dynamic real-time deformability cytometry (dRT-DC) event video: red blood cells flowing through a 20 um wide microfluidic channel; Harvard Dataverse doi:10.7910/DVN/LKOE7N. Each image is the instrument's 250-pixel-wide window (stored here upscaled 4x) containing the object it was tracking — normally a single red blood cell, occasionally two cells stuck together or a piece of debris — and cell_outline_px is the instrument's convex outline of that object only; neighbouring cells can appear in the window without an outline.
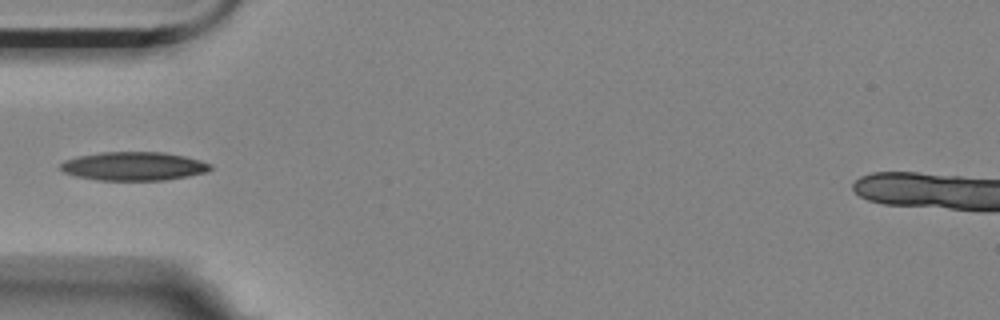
{"species": "Egyptian fruit bat (a non-hibernating species)", "species_latin": "Rousettus aegyptiacus", "temperature_condition": "room temperature", "stored_images_in_passage": 40, "camera_frame_rate_fps": 3000, "um_per_image_px": 0.085, "animal": {"sex": "female"}, "frame": {"image": 1, "passage_image": 1, "time_ms": 0.0, "image_size_px": [1000, 320], "cell_outline_px": [[212, 168], [208, 172], [188, 176], [164, 180], [96, 180], [76, 176], [64, 172], [60, 168], [60, 164], [64, 160], [80, 156], [100, 152], [160, 152], [184, 156], [200, 160], [212, 164]], "centroid_in_image_um": [11.38, 14.13], "position_along_channel_um": 73.6, "area_um2": 24.97}}
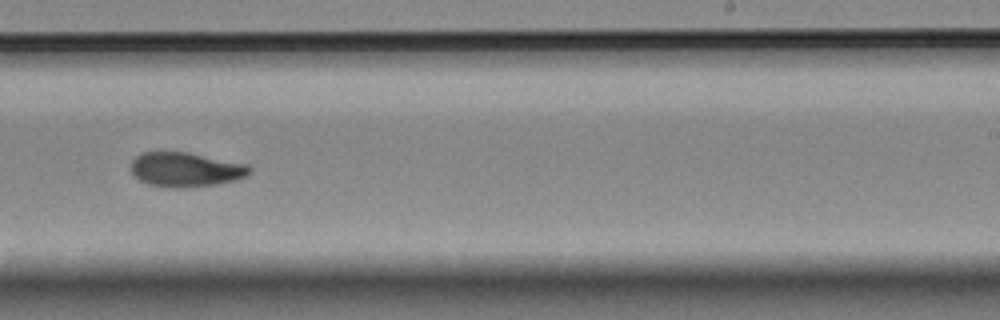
{"frame": {"image": 2, "passage_image": 18, "time_ms": 5.667, "image_size_px": [1000, 320], "cell_outline_px": [[252, 172], [248, 176], [236, 180], [216, 184], [176, 188], [172, 188], [148, 184], [140, 180], [132, 172], [132, 160], [136, 156], [144, 152], [188, 152], [248, 164], [252, 168]], "centroid_in_image_um": [15.83, 14.41], "position_along_channel_um": 273.2, "area_um2": 23.81}}
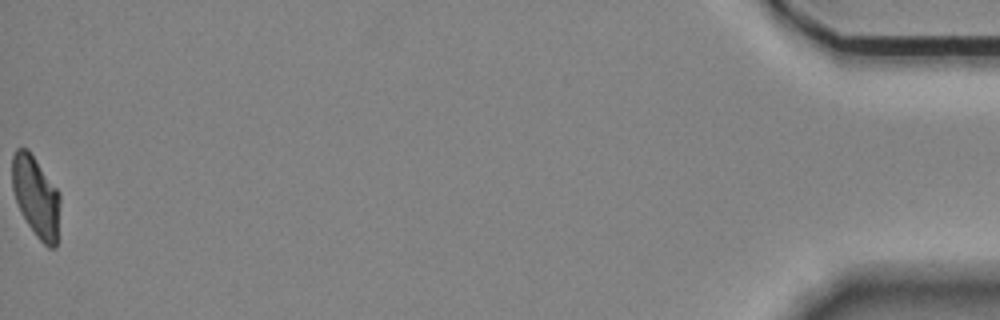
{"frame": {"image": 3, "passage_image": 40, "time_ms": 13.0, "image_size_px": [1000, 320], "cell_outline_px": [[60, 200], [56, 248], [48, 248], [36, 236], [20, 212], [12, 188], [12, 156], [16, 148], [28, 148], [60, 192]], "centroid_in_image_um": [3.06, 16.7], "position_along_channel_um": 432.1, "area_um2": 22.72}}